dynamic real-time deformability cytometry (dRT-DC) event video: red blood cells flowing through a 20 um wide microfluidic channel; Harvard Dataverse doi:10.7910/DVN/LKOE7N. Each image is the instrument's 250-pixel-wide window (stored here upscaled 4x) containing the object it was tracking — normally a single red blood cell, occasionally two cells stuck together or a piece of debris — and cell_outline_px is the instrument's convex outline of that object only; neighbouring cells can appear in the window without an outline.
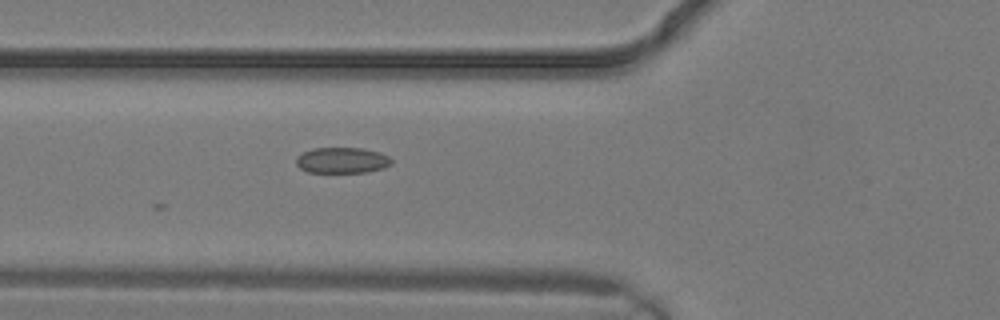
{"species": "common noctule bat (a hibernating species)", "species_latin": "Nyctalus noctula", "temperature_condition": "warm", "stored_images_in_passage": 3, "camera_frame_rate_fps": 3000, "um_per_image_px": 0.085, "animal": {"sex": "male", "body_mass_g": 19.2, "forearm_length_mm": 51.8}, "frame": {"image": 1, "passage_image": 3, "time_ms": 0.667, "image_size_px": [1000, 320], "cell_outline_px": [[392, 164], [384, 168], [364, 172], [308, 172], [300, 168], [296, 164], [296, 156], [312, 148], [364, 148], [380, 152], [388, 156], [392, 160]], "centroid_in_image_um": [29.08, 13.62], "position_along_channel_um": 96.7, "area_um2": 14.39}}